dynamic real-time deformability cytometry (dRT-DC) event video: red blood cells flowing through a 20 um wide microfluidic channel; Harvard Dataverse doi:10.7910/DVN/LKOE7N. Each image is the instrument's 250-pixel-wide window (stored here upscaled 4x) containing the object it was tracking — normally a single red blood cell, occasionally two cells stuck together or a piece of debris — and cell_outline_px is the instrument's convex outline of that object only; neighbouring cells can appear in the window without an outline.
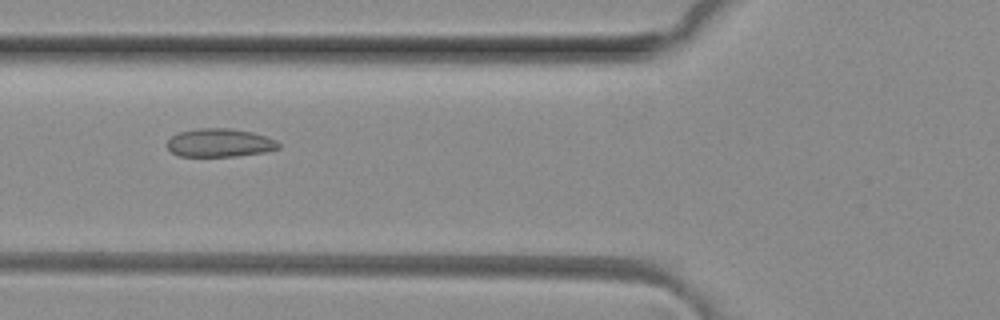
{"species": "common noctule bat (a hibernating species)", "species_latin": "Nyctalus noctula", "temperature_condition": "room temperature", "stored_images_in_passage": 6, "camera_frame_rate_fps": 3000, "um_per_image_px": 0.085, "animal": {"sex": "female", "body_mass_g": 29.2, "forearm_length_mm": 56.3}, "frame": {"image": 1, "passage_image": 5, "time_ms": 1.333, "image_size_px": [1000, 320], "cell_outline_px": [[280, 148], [264, 152], [236, 156], [180, 156], [172, 152], [164, 144], [172, 136], [180, 132], [200, 128], [232, 128], [252, 132], [276, 140], [280, 144]], "centroid_in_image_um": [18.67, 12.14], "position_along_channel_um": 107.1, "area_um2": 18.38}}
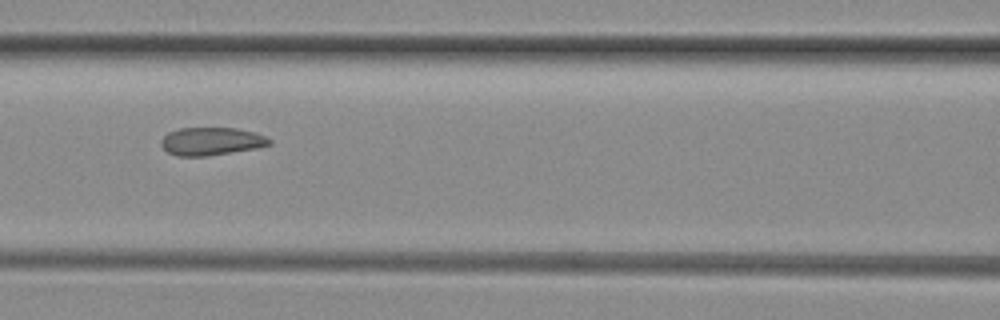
{"frame": {"image": 2, "passage_image": 6, "time_ms": 1.667, "image_size_px": [1000, 320], "cell_outline_px": [[272, 144], [256, 148], [208, 156], [176, 156], [168, 152], [160, 144], [160, 140], [168, 132], [180, 128], [236, 128], [252, 132], [264, 136], [272, 140]], "centroid_in_image_um": [17.94, 12.01], "position_along_channel_um": 148.7, "area_um2": 17.57}}